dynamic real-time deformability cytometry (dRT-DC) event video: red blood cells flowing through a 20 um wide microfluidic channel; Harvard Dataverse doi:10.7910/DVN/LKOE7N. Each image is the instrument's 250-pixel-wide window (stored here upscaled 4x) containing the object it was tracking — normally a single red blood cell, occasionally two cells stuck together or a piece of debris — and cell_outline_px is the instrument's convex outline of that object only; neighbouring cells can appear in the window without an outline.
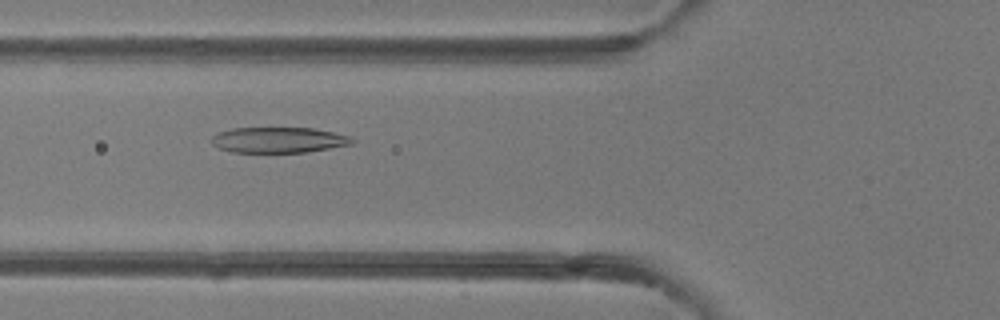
{"species": "common noctule bat (a hibernating species)", "species_latin": "Nyctalus noctula", "temperature_condition": "room temperature", "stored_images_in_passage": 50, "camera_frame_rate_fps": 3000, "um_per_image_px": 0.085, "animal": {"sex": "female"}, "frame": {"image": 1, "passage_image": 19, "time_ms": 6.0, "image_size_px": [1000, 320], "cell_outline_px": [[356, 144], [308, 152], [232, 152], [220, 148], [212, 144], [212, 136], [220, 132], [232, 128], [312, 128], [352, 136], [356, 140]], "centroid_in_image_um": [23.77, 11.9], "position_along_channel_um": 102.0, "area_um2": 21.1}}
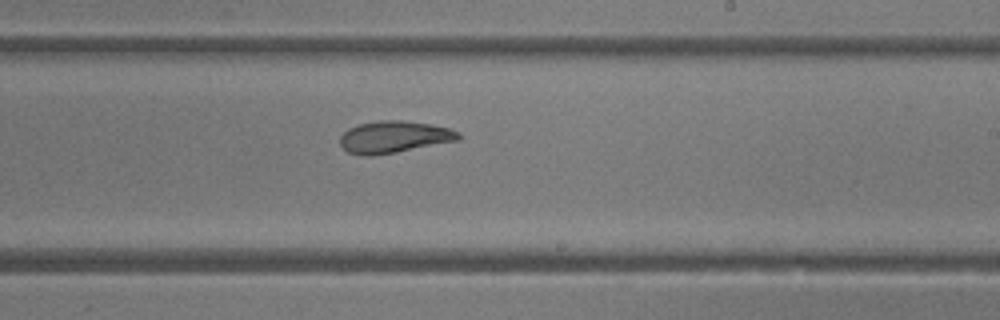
{"frame": {"image": 2, "passage_image": 30, "time_ms": 9.667, "image_size_px": [1000, 320], "cell_outline_px": [[460, 140], [396, 152], [372, 156], [364, 156], [348, 152], [340, 144], [340, 136], [348, 128], [360, 124], [376, 120], [400, 120], [428, 124], [448, 128], [460, 132]], "centroid_in_image_um": [33.48, 11.64], "position_along_channel_um": 255.5, "area_um2": 21.96}}
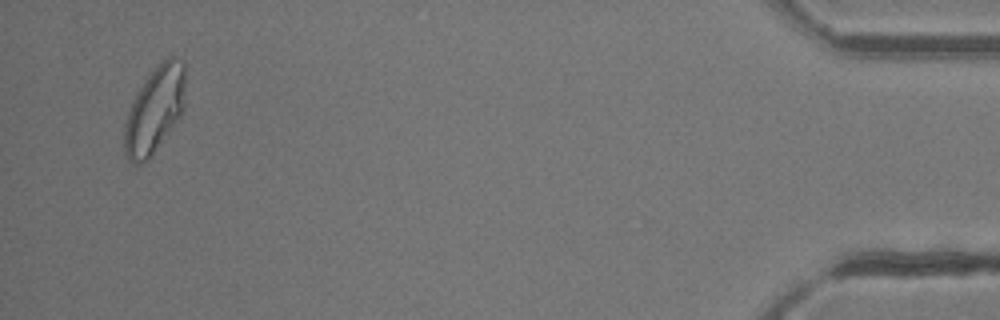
{"frame": {"image": 3, "passage_image": 48, "time_ms": 15.667, "image_size_px": [1000, 320], "cell_outline_px": [[184, 112], [148, 160], [140, 164], [132, 164], [128, 160], [124, 148], [124, 124], [128, 112], [136, 92], [156, 64], [168, 56], [176, 56], [184, 60]], "centroid_in_image_um": [13.15, 9.32], "position_along_channel_um": 422.0, "area_um2": 30.98}, "authors_computed_cell_mechanics": {"area_um2": 24.7095, "velocity_mm_per_s": 4.165, "shape_relaxation_time_tau1_ms": 9.1245, "shape_relaxation_time_tau2_ms": 1.5359, "deformation_change_tau1": 0.2666, "deformation_change_tau2": 0.0852}}